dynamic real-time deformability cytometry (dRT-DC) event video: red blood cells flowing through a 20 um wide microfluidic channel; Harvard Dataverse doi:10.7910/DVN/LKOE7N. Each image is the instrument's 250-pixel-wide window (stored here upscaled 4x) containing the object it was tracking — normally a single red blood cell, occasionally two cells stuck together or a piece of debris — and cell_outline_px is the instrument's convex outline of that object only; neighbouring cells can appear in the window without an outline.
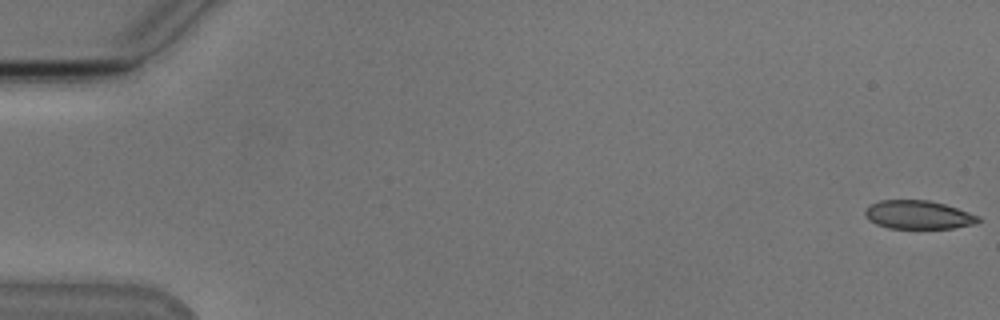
{"species": "Egyptian fruit bat (a non-hibernating species)", "species_latin": "Rousettus aegyptiacus", "temperature_condition": "cold", "stored_images_in_passage": 54, "camera_frame_rate_fps": 3000, "um_per_image_px": 0.085, "animal": {"sex": "male"}, "frame": {"image": 1, "passage_image": 1, "time_ms": 0.0, "image_size_px": [1000, 320], "cell_outline_px": [[980, 220], [976, 224], [952, 228], [888, 228], [876, 224], [868, 220], [864, 212], [868, 204], [880, 200], [928, 200], [944, 204], [980, 216]], "centroid_in_image_um": [78.02, 18.25], "position_along_channel_um": 7.0, "area_um2": 18.84}}
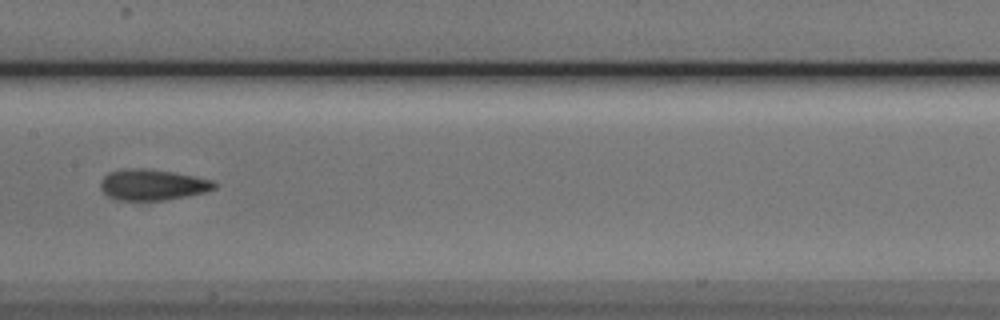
{"frame": {"image": 2, "passage_image": 28, "time_ms": 9.0, "image_size_px": [1000, 320], "cell_outline_px": [[216, 188], [204, 192], [188, 196], [164, 200], [116, 200], [108, 196], [100, 188], [100, 180], [108, 172], [120, 168], [144, 168], [172, 172], [216, 180]], "centroid_in_image_um": [12.94, 15.69], "position_along_channel_um": 194.5, "area_um2": 20.75}}
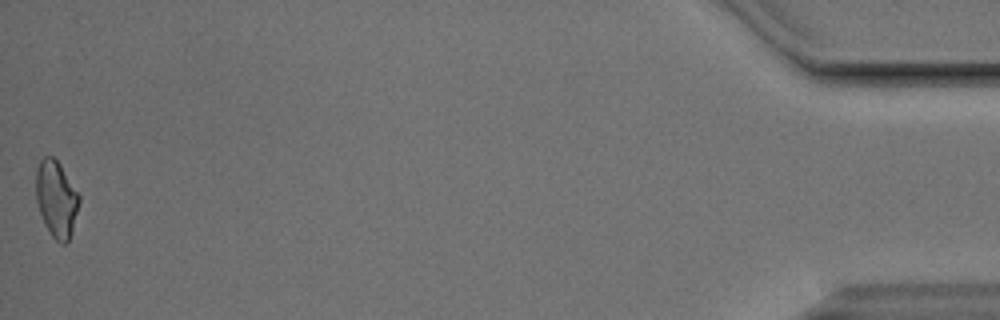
{"frame": {"image": 3, "passage_image": 54, "time_ms": 17.667, "image_size_px": [1000, 320], "cell_outline_px": [[80, 200], [72, 232], [68, 240], [64, 244], [60, 244], [52, 236], [44, 224], [36, 200], [36, 168], [40, 160], [44, 156], [52, 156], [60, 164], [80, 196]], "centroid_in_image_um": [4.78, 16.91], "position_along_channel_um": 430.4, "area_um2": 19.19}, "authors_computed_cell_mechanics": {"area_um2": 19.7676, "velocity_mm_per_s": 3.8349, "shape_relaxation_time_tau1_ms": 6.8822, "shape_relaxation_time_tau2_ms": 2.5787, "deformation_change_tau1": 0.146, "deformation_change_tau2": 0.0849}}